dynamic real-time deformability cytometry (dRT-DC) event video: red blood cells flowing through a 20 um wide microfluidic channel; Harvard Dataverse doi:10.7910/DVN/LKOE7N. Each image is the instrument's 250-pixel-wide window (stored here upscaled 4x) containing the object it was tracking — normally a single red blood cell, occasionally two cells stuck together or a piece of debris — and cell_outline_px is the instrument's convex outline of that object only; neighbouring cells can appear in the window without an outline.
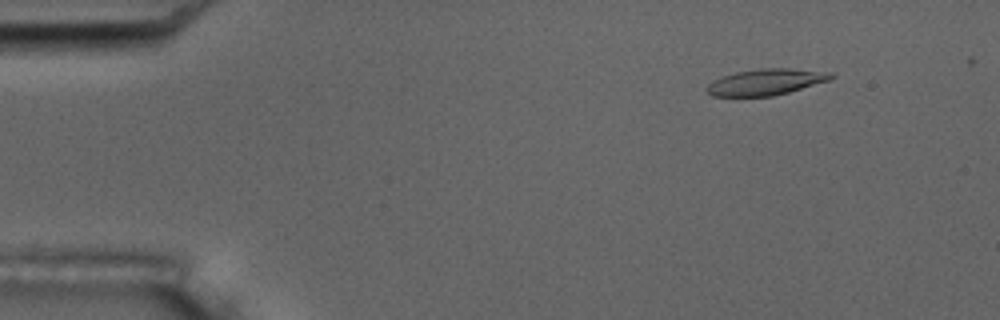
{"species": "common noctule bat (a hibernating species)", "species_latin": "Nyctalus noctula", "temperature_condition": "room temperature", "stored_images_in_passage": 49, "camera_frame_rate_fps": 3000, "um_per_image_px": 0.085, "animal": {"sex": "male", "body_mass_g": 17.5, "forearm_length_mm": 52.3}, "frame": {"image": 1, "passage_image": 4, "time_ms": 1.0, "image_size_px": [1000, 320], "cell_outline_px": [[836, 76], [828, 80], [788, 92], [772, 96], [712, 96], [704, 88], [708, 84], [724, 76], [736, 72], [760, 68], [788, 68], [832, 72]], "centroid_in_image_um": [65.11, 6.96], "position_along_channel_um": 19.9, "area_um2": 18.73}}
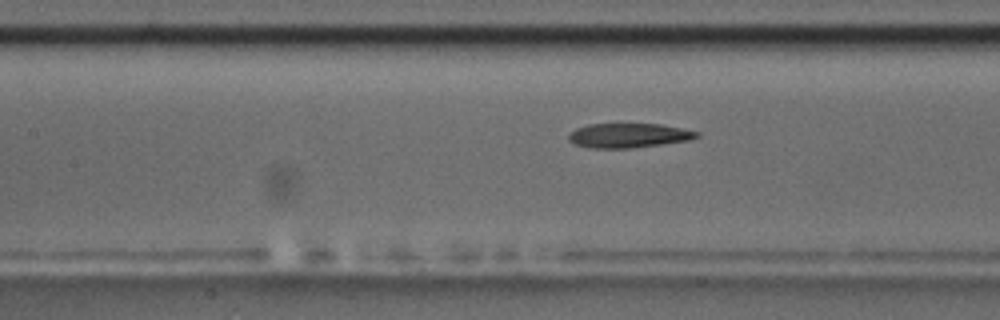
{"frame": {"image": 2, "passage_image": 22, "time_ms": 7.0, "image_size_px": [1000, 320], "cell_outline_px": [[700, 136], [688, 140], [632, 148], [588, 148], [576, 144], [568, 140], [568, 132], [576, 128], [588, 124], [660, 124], [700, 132]], "centroid_in_image_um": [53.38, 11.51], "position_along_channel_um": 154.0, "area_um2": 18.21}}
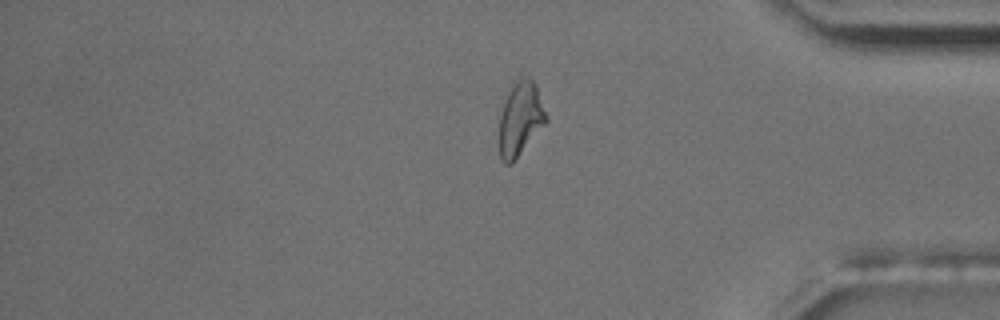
{"frame": {"image": 3, "passage_image": 43, "time_ms": 14.0, "image_size_px": [1000, 320], "cell_outline_px": [[548, 120], [512, 164], [504, 164], [500, 156], [500, 116], [508, 84], [512, 80], [520, 76], [528, 76], [536, 84], [548, 116]], "centroid_in_image_um": [44.23, 10.01], "position_along_channel_um": 391.0, "area_um2": 20.69}, "authors_computed_cell_mechanics": {"area_um2": 19.074, "velocity_mm_per_s": 3.7042, "shape_relaxation_time_tau1_ms": 9.6014, "shape_relaxation_time_tau2_ms": 3.9332, "deformation_change_tau1": 0.2648, "deformation_change_tau2": 0.125}}